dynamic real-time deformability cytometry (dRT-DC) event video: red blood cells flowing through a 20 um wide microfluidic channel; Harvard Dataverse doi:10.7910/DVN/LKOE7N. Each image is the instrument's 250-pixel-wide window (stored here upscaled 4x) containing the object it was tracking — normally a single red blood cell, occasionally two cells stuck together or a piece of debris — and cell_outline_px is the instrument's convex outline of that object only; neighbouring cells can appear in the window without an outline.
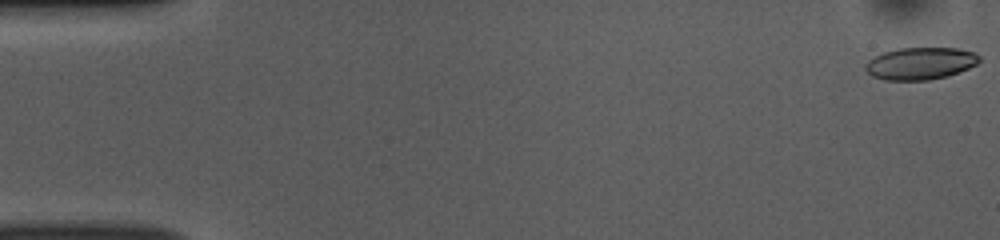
{"species": "common noctule bat (a hibernating species)", "species_latin": "Nyctalus noctula", "temperature_condition": "room temperature", "stored_images_in_passage": 11, "camera_frame_rate_fps": 3000, "um_per_image_px": 0.085, "animal": {"sex": "female", "body_mass_g": 10.0, "forearm_length_mm": 53.1}, "frame": {"image": 1, "passage_image": 1, "time_ms": 0.0, "image_size_px": [1000, 240], "cell_outline_px": [[980, 60], [976, 64], [968, 68], [948, 76], [928, 80], [884, 80], [872, 76], [864, 68], [864, 64], [868, 60], [884, 52], [896, 48], [956, 48], [976, 52], [980, 56]], "centroid_in_image_um": [78.22, 5.39], "position_along_channel_um": 6.8, "area_um2": 21.44}}